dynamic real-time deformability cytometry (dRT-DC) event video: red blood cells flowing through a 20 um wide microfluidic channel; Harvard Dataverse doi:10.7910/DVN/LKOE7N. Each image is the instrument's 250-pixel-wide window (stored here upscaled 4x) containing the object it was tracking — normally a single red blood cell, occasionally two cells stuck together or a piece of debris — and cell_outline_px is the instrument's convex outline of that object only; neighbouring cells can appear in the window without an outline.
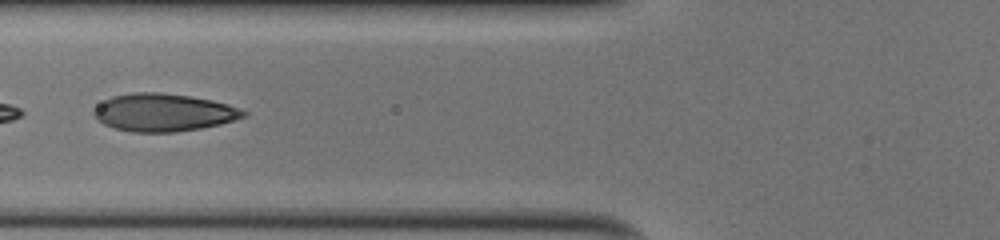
{"species": "human", "species_latin": "Homo sapiens", "temperature_condition": "cold", "stored_images_in_passage": 50, "segment_of_instrument_passage": [2, 2], "camera_frame_rate_fps": 3000, "um_per_image_px": 0.085, "donor": {"sex": "male"}, "frame": {"image": 1, "passage_image": 21, "time_ms": 6.667, "image_size_px": [1000, 240], "cell_outline_px": [[248, 116], [220, 124], [200, 128], [176, 132], [132, 132], [116, 128], [104, 124], [92, 112], [104, 100], [112, 96], [132, 92], [160, 92], [188, 96], [212, 100], [228, 104], [240, 108], [248, 112]], "centroid_in_image_um": [13.94, 9.55], "position_along_channel_um": 111.9, "area_um2": 32.77}}
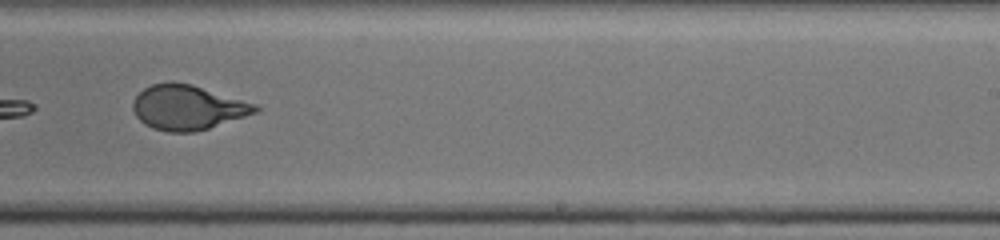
{"frame": {"image": 2, "passage_image": 33, "time_ms": 10.667, "image_size_px": [1000, 240], "cell_outline_px": [[260, 108], [256, 112], [208, 128], [192, 132], [168, 132], [152, 128], [144, 124], [136, 116], [132, 108], [132, 100], [144, 88], [152, 84], [172, 80], [192, 84], [256, 104]], "centroid_in_image_um": [15.89, 9.11], "position_along_channel_um": 273.1, "area_um2": 31.85}}